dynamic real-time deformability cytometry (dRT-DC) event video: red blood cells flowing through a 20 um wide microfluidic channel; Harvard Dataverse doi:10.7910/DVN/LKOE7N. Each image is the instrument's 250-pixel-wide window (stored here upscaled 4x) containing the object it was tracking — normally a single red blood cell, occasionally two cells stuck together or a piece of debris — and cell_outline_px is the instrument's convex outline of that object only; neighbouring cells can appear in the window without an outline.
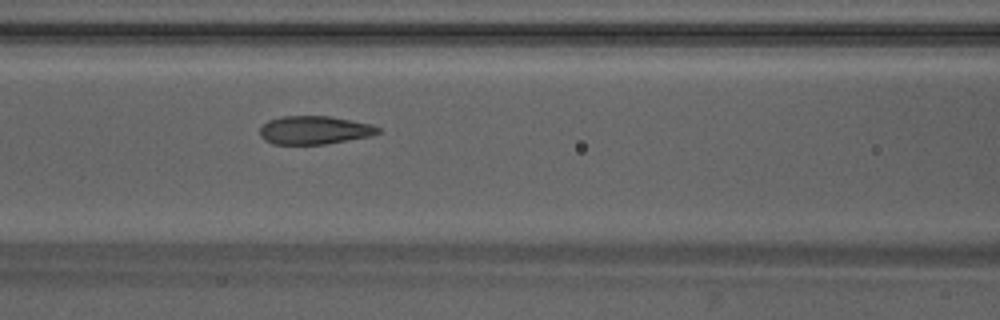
{"species": "Egyptian fruit bat (a non-hibernating species)", "species_latin": "Rousettus aegyptiacus", "temperature_condition": "warm", "stored_images_in_passage": 15, "camera_frame_rate_fps": 3000, "um_per_image_px": 0.085, "animal": {"sex": "male"}, "frame": {"image": 1, "passage_image": 10, "time_ms": 3.0, "image_size_px": [1000, 320], "cell_outline_px": [[380, 132], [372, 136], [324, 144], [272, 144], [264, 140], [260, 136], [260, 128], [268, 120], [280, 116], [332, 116], [372, 124], [380, 128]], "centroid_in_image_um": [26.73, 11.05], "position_along_channel_um": 139.9, "area_um2": 19.65}}